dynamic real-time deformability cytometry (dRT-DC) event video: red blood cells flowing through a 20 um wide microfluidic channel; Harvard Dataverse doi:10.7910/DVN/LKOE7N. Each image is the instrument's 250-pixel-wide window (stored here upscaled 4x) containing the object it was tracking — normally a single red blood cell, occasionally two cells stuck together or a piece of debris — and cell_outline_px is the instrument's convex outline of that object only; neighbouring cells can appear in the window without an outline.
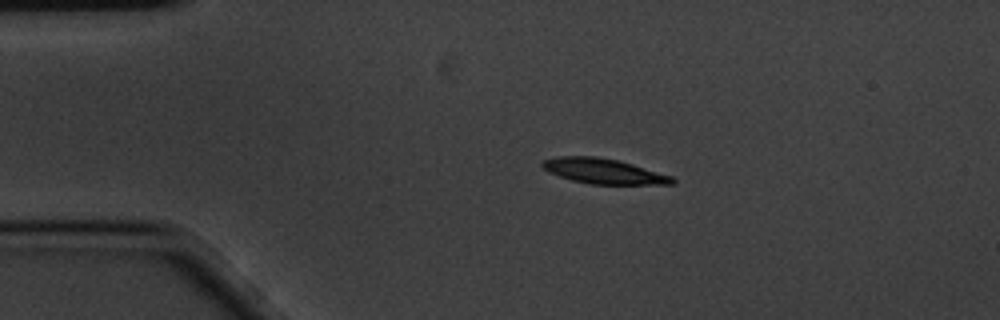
{"species": "common noctule bat (a hibernating species)", "species_latin": "Nyctalus noctula", "temperature_condition": "cold", "stored_images_in_passage": 7, "camera_frame_rate_fps": 3000, "um_per_image_px": 0.085, "animal": {"sex": "male", "body_mass_g": 20.1, "forearm_length_mm": 53.5}, "frame": {"image": 1, "passage_image": 3, "time_ms": 0.667, "image_size_px": [1000, 320], "cell_outline_px": [[676, 180], [672, 184], [588, 184], [572, 180], [548, 172], [540, 164], [540, 160], [556, 156], [596, 156], [616, 160], [632, 164], [672, 176]], "centroid_in_image_um": [51.25, 14.54], "position_along_channel_um": 33.8, "area_um2": 19.02}}
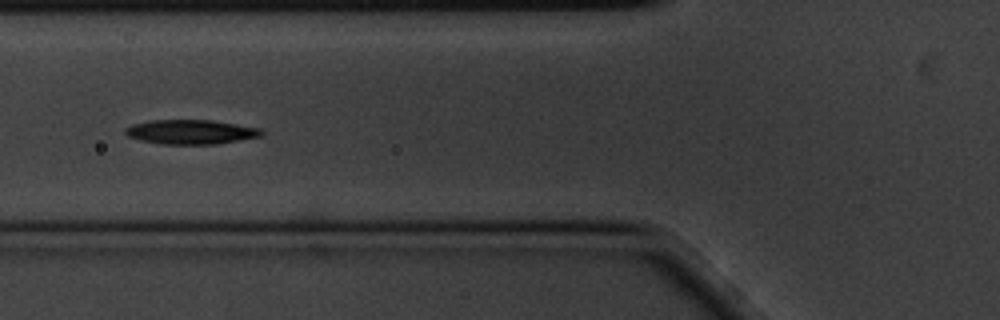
{"frame": {"image": 2, "passage_image": 6, "time_ms": 1.667, "image_size_px": [1000, 320], "cell_outline_px": [[264, 136], [216, 144], [160, 144], [140, 140], [128, 136], [124, 132], [124, 128], [132, 124], [148, 120], [212, 120], [260, 128], [264, 132]], "centroid_in_image_um": [16.22, 11.21], "position_along_channel_um": 109.6, "area_um2": 19.54}}
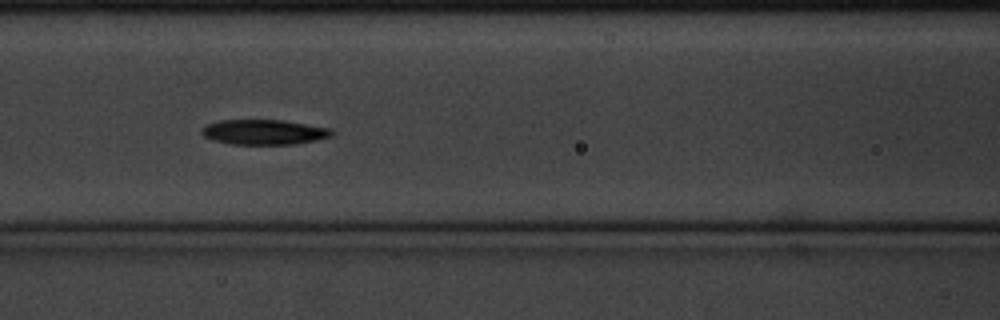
{"frame": {"image": 3, "passage_image": 7, "time_ms": 2.0, "image_size_px": [1000, 320], "cell_outline_px": [[336, 132], [332, 136], [316, 140], [296, 144], [232, 144], [216, 140], [204, 136], [200, 132], [200, 128], [208, 124], [220, 120], [284, 120], [332, 128]], "centroid_in_image_um": [22.5, 11.22], "position_along_channel_um": 144.1, "area_um2": 19.07}}